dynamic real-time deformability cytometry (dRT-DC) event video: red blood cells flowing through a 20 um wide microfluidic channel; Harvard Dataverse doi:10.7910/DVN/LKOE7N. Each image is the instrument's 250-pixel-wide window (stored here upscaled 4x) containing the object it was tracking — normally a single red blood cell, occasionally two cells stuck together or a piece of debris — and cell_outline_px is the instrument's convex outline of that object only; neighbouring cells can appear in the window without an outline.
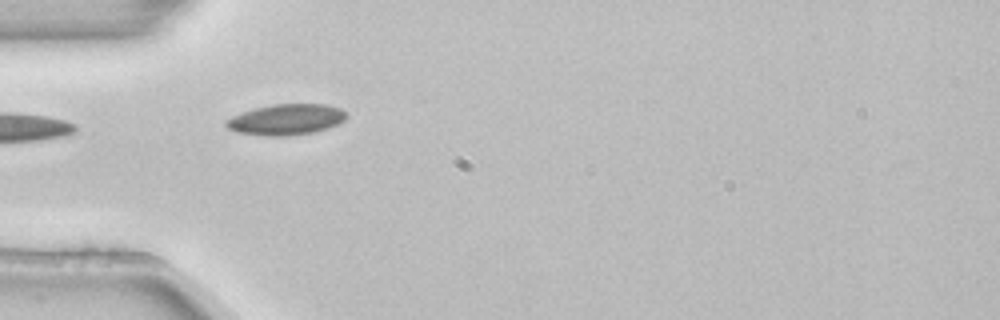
{"species": "common noctule bat (a hibernating species)", "species_latin": "Nyctalus noctula", "temperature_condition": "room temperature", "stored_images_in_passage": 5, "camera_frame_rate_fps": 3000, "um_per_image_px": 0.085, "animal": {"sex": "female", "body_mass_g": 22.7, "forearm_length_mm": 54.2}, "frame": {"image": 1, "passage_image": 4, "time_ms": 1.0, "image_size_px": [1000, 320], "cell_outline_px": [[348, 116], [344, 120], [328, 128], [312, 132], [288, 136], [264, 136], [236, 132], [228, 128], [224, 124], [224, 120], [232, 116], [256, 108], [272, 104], [324, 104], [340, 108]], "centroid_in_image_um": [24.29, 10.16], "position_along_channel_um": 60.7, "area_um2": 21.56}}